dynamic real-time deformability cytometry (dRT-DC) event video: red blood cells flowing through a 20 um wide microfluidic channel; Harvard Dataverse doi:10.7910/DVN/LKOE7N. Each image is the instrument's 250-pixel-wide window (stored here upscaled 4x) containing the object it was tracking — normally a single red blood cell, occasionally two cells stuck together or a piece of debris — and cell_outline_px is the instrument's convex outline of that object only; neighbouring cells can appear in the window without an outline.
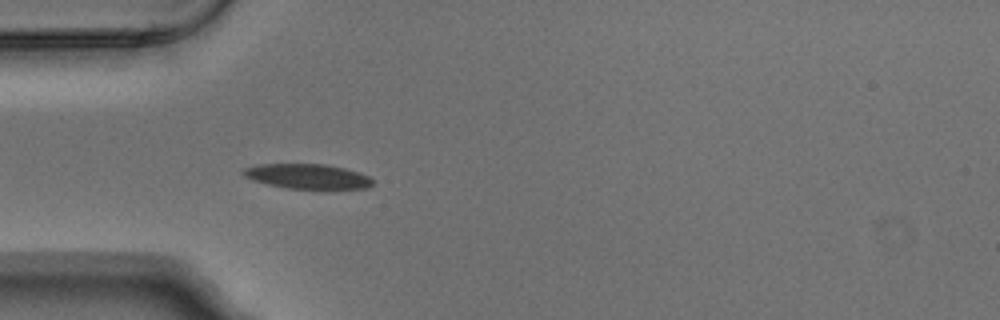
{"species": "Egyptian fruit bat (a non-hibernating species)", "species_latin": "Rousettus aegyptiacus", "temperature_condition": "warm", "stored_images_in_passage": 4, "camera_frame_rate_fps": 3000, "um_per_image_px": 0.085, "animal": {"sex": "male"}, "frame": {"image": 1, "passage_image": 4, "time_ms": 1.0, "image_size_px": [1000, 320], "cell_outline_px": [[372, 184], [368, 188], [288, 188], [268, 184], [252, 180], [244, 176], [240, 172], [244, 168], [260, 164], [324, 164], [344, 168], [368, 176], [372, 180]], "centroid_in_image_um": [26.08, 14.98], "position_along_channel_um": 58.9, "area_um2": 18.38}}